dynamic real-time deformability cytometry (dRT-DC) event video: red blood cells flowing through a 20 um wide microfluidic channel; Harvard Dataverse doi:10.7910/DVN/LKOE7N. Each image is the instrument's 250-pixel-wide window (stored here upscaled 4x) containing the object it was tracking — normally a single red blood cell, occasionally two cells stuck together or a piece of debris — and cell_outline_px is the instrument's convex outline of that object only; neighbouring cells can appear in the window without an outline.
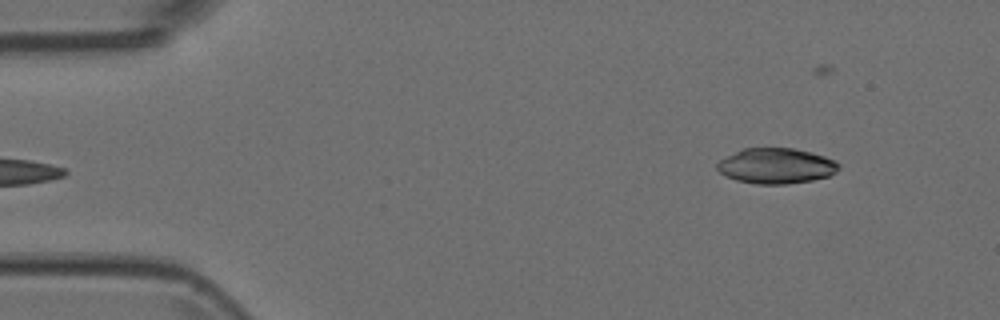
{"species": "Egyptian fruit bat (a non-hibernating species)", "species_latin": "Rousettus aegyptiacus", "temperature_condition": "room temperature", "stored_images_in_passage": 5, "segment_of_instrument_passage": [2, 2], "camera_frame_rate_fps": 3000, "um_per_image_px": 0.085, "animal": {"sex": "female"}, "frame": {"image": 1, "passage_image": 5, "time_ms": 1.333, "image_size_px": [1000, 320], "cell_outline_px": [[840, 168], [836, 172], [828, 176], [812, 180], [788, 184], [756, 184], [736, 180], [720, 172], [716, 168], [716, 164], [720, 160], [744, 148], [796, 148], [812, 152], [836, 160], [840, 164]], "centroid_in_image_um": [66.02, 14.1], "position_along_channel_um": 19.0, "area_um2": 25.14}}